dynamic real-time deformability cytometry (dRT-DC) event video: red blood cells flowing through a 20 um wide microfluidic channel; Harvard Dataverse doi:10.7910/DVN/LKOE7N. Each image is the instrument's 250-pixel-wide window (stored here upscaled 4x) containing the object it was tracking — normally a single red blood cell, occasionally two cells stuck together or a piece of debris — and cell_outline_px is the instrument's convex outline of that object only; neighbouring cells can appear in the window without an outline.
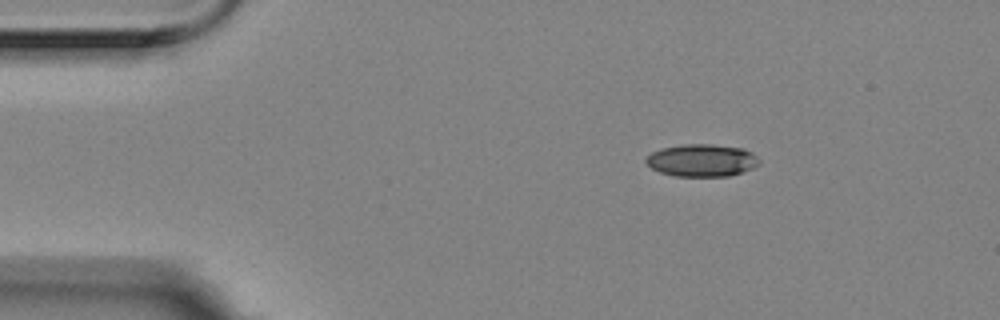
{"species": "Egyptian fruit bat (a non-hibernating species)", "species_latin": "Rousettus aegyptiacus", "temperature_condition": "room temperature", "stored_images_in_passage": 4, "camera_frame_rate_fps": 3000, "um_per_image_px": 0.085, "animal": {"sex": "female"}, "frame": {"image": 1, "passage_image": 2, "time_ms": 0.333, "image_size_px": [1000, 320], "cell_outline_px": [[760, 164], [752, 168], [728, 176], [676, 176], [660, 172], [652, 168], [644, 160], [652, 152], [660, 148], [684, 144], [712, 144], [744, 148], [752, 152], [760, 160]], "centroid_in_image_um": [59.67, 13.62], "position_along_channel_um": 25.3, "area_um2": 21.39}}